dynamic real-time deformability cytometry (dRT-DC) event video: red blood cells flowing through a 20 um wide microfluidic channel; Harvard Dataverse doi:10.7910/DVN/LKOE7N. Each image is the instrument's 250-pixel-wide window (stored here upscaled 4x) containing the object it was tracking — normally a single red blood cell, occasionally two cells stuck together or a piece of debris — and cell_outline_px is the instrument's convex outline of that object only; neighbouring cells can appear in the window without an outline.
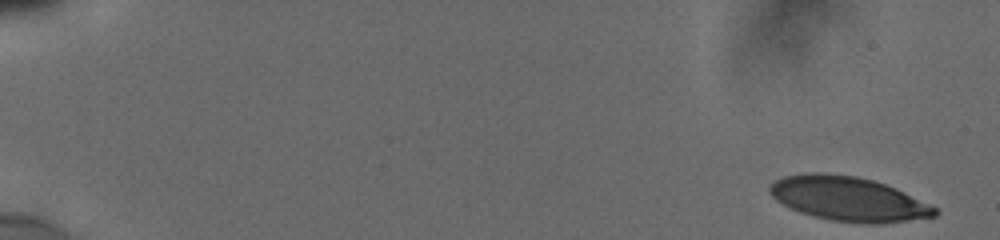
{"species": "human", "species_latin": "Homo sapiens", "temperature_condition": "cold", "stored_images_in_passage": 13, "camera_frame_rate_fps": 3000, "um_per_image_px": 0.085, "donor": {"sex": "male"}, "frame": {"image": 1, "passage_image": 1, "time_ms": 0.0, "image_size_px": [1000, 240], "cell_outline_px": [[940, 212], [936, 216], [880, 224], [868, 224], [828, 220], [812, 216], [800, 212], [776, 200], [768, 192], [768, 184], [784, 176], [812, 172], [820, 172], [856, 176], [872, 180], [896, 188], [936, 208]], "centroid_in_image_um": [72.08, 16.9], "position_along_channel_um": 12.9, "area_um2": 42.6}}
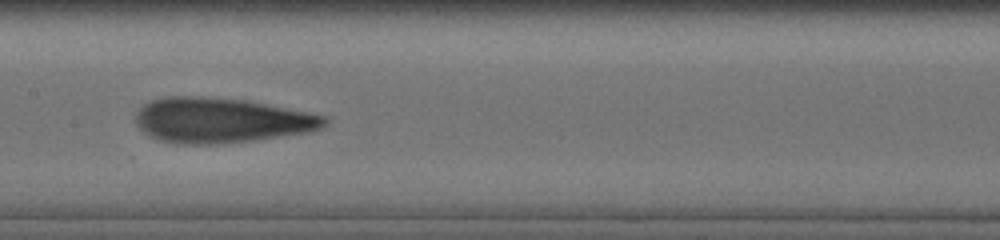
{"frame": {"image": 2, "passage_image": 10, "time_ms": 9.333, "image_size_px": [1000, 240], "cell_outline_px": [[328, 124], [320, 128], [308, 132], [252, 140], [216, 144], [176, 144], [160, 140], [148, 136], [136, 124], [136, 112], [144, 104], [152, 100], [164, 96], [204, 96], [248, 100], [328, 116]], "centroid_in_image_um": [18.78, 10.21], "position_along_channel_um": 188.6, "area_um2": 49.82}}
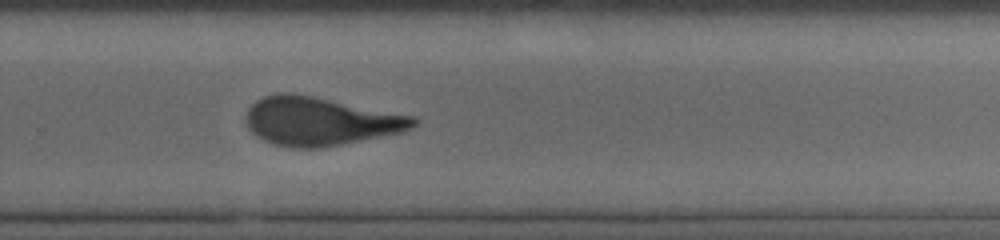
{"frame": {"image": 3, "passage_image": 13, "time_ms": 12.333, "image_size_px": [1000, 240], "cell_outline_px": [[420, 120], [412, 128], [404, 132], [320, 148], [292, 148], [272, 144], [256, 136], [248, 128], [244, 120], [248, 108], [256, 100], [264, 96], [276, 92], [296, 92], [416, 116]], "centroid_in_image_um": [27.21, 10.28], "position_along_channel_um": 302.6, "area_um2": 48.09}}